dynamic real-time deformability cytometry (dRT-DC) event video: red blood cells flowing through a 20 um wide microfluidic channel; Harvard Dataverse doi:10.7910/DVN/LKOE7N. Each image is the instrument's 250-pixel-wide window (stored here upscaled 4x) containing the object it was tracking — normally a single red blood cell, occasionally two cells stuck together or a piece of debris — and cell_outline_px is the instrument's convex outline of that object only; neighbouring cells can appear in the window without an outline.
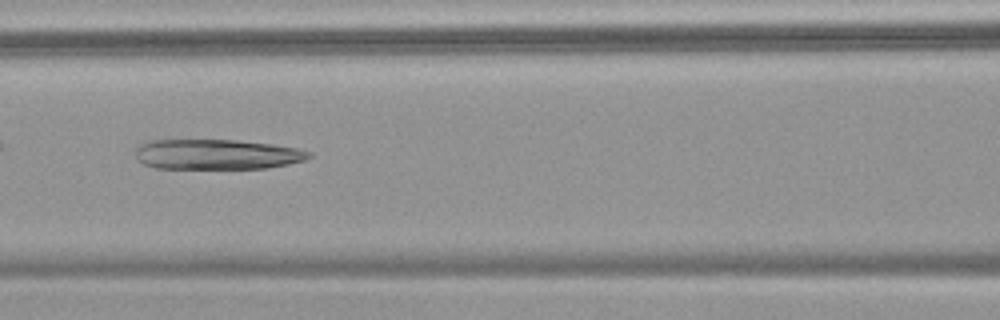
{"species": "common noctule bat (a hibernating species)", "species_latin": "Nyctalus noctula", "temperature_condition": "warm", "stored_images_in_passage": 24, "camera_frame_rate_fps": 3000, "um_per_image_px": 0.085, "animal": {"sex": "female", "body_mass_g": 18.4}, "frame": {"image": 1, "passage_image": 8, "time_ms": 2.333, "image_size_px": [1000, 320], "cell_outline_px": [[312, 156], [304, 160], [288, 164], [264, 168], [156, 168], [144, 164], [136, 156], [136, 148], [144, 140], [236, 140], [272, 144], [296, 148], [312, 152]], "centroid_in_image_um": [18.42, 13.11], "position_along_channel_um": 148.2, "area_um2": 30.4}}
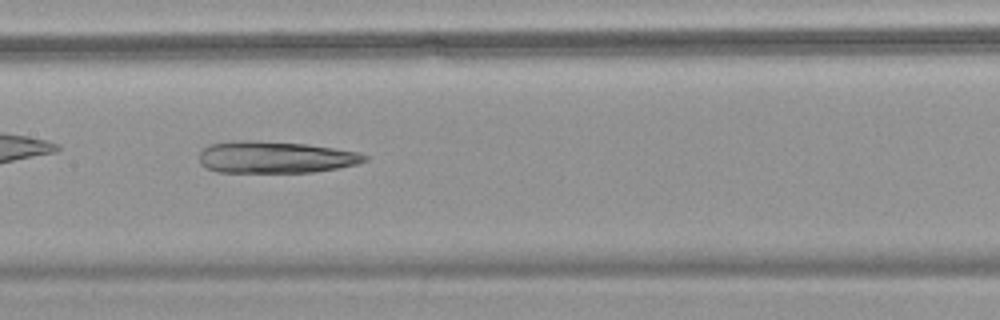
{"frame": {"image": 2, "passage_image": 11, "time_ms": 3.333, "image_size_px": [1000, 320], "cell_outline_px": [[368, 160], [356, 164], [340, 168], [312, 172], [216, 172], [200, 164], [200, 152], [208, 144], [228, 140], [248, 140], [308, 144], [360, 152], [368, 156]], "centroid_in_image_um": [23.4, 13.35], "position_along_channel_um": 184.0, "area_um2": 30.98}}